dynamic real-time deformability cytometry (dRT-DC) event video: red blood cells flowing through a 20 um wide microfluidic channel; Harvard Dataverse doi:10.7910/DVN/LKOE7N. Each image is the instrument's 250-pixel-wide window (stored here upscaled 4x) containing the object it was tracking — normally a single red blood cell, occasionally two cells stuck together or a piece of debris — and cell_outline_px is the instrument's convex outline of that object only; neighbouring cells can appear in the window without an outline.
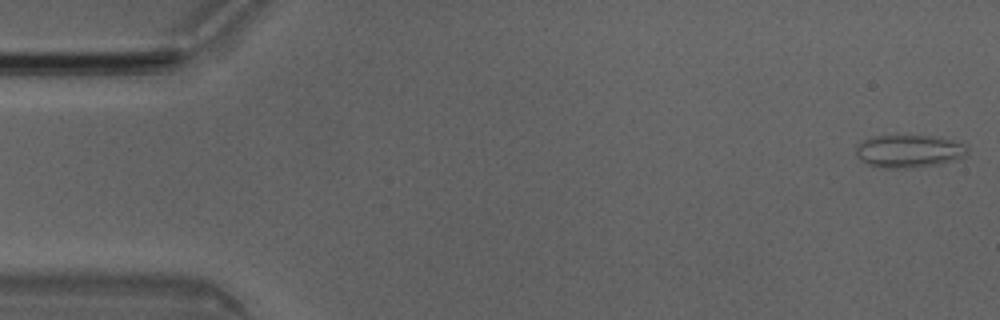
{"species": "Egyptian fruit bat (a non-hibernating species)", "species_latin": "Rousettus aegyptiacus", "temperature_condition": "room temperature", "stored_images_in_passage": 50, "camera_frame_rate_fps": 3000, "um_per_image_px": 0.085, "animal": {"sex": "male"}, "frame": {"image": 1, "passage_image": 1, "time_ms": 0.0, "image_size_px": [1000, 320], "cell_outline_px": [[968, 152], [964, 156], [940, 164], [904, 168], [884, 168], [868, 164], [860, 160], [856, 156], [856, 148], [864, 140], [872, 136], [940, 136], [964, 144], [968, 148]], "centroid_in_image_um": [77.26, 12.84], "position_along_channel_um": 7.7, "area_um2": 21.15}}
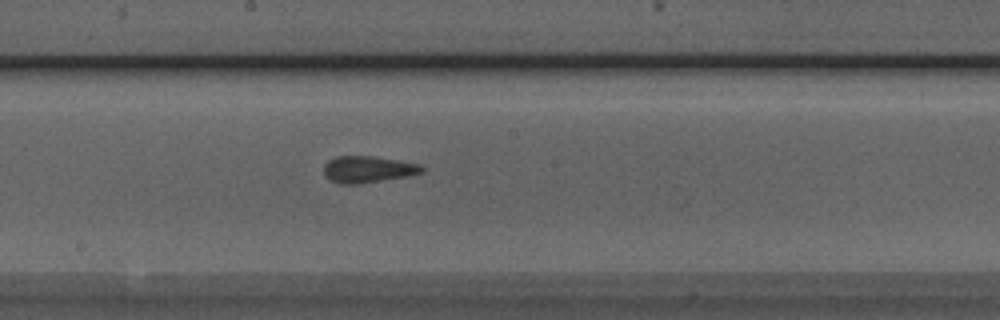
{"frame": {"image": 2, "passage_image": 26, "time_ms": 8.333, "image_size_px": [1000, 320], "cell_outline_px": [[424, 172], [408, 176], [356, 184], [340, 184], [324, 176], [324, 164], [328, 160], [336, 156], [376, 156], [420, 164], [424, 168]], "centroid_in_image_um": [31.27, 14.38], "position_along_channel_um": 216.9, "area_um2": 15.26}}
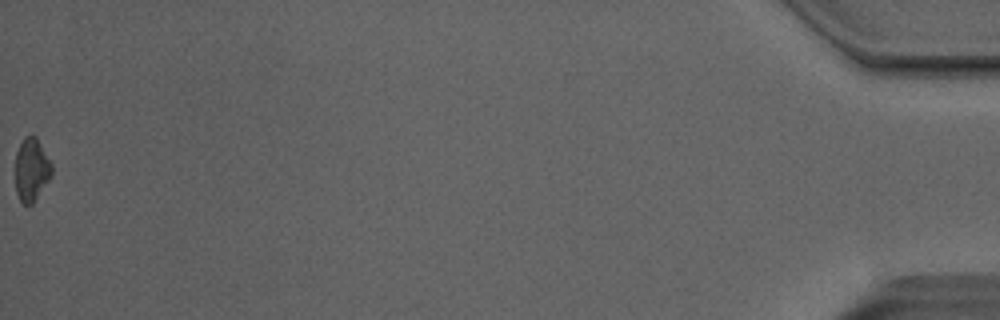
{"frame": {"image": 3, "passage_image": 50, "time_ms": 16.333, "image_size_px": [1000, 320], "cell_outline_px": [[52, 176], [32, 204], [24, 204], [20, 200], [16, 192], [16, 152], [24, 136], [36, 136], [52, 164]], "centroid_in_image_um": [2.69, 14.42], "position_along_channel_um": 432.5, "area_um2": 13.29}, "authors_computed_cell_mechanics": {"area_um2": 15.2014, "velocity_mm_per_s": 4.0665, "shape_relaxation_time_tau1_ms": 4.8016, "shape_relaxation_time_tau2_ms": 1.063, "deformation_change_tau1": 0.1031, "deformation_change_tau2": 0.0636}}